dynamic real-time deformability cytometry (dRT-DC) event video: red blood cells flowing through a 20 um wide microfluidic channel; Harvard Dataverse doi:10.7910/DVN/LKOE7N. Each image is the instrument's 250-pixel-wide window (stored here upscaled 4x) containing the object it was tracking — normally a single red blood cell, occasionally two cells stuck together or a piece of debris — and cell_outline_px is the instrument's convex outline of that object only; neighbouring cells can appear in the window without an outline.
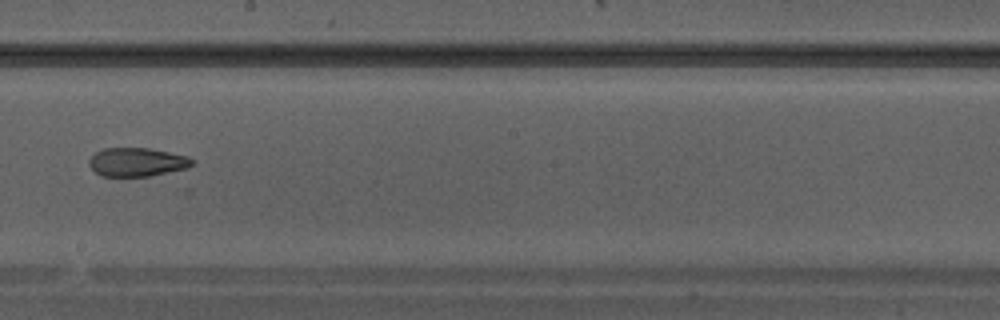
{"species": "Egyptian fruit bat (a non-hibernating species)", "species_latin": "Rousettus aegyptiacus", "temperature_condition": "warm", "stored_images_in_passage": 35, "camera_frame_rate_fps": 3000, "um_per_image_px": 0.085, "animal": {"sex": "male"}, "frame": {"image": 1, "passage_image": 20, "time_ms": 6.333, "image_size_px": [1000, 320], "cell_outline_px": [[196, 164], [184, 168], [148, 176], [100, 176], [88, 164], [88, 160], [96, 152], [104, 148], [148, 148], [188, 156], [196, 160]], "centroid_in_image_um": [11.65, 13.77], "position_along_channel_um": 236.6, "area_um2": 17.11}}